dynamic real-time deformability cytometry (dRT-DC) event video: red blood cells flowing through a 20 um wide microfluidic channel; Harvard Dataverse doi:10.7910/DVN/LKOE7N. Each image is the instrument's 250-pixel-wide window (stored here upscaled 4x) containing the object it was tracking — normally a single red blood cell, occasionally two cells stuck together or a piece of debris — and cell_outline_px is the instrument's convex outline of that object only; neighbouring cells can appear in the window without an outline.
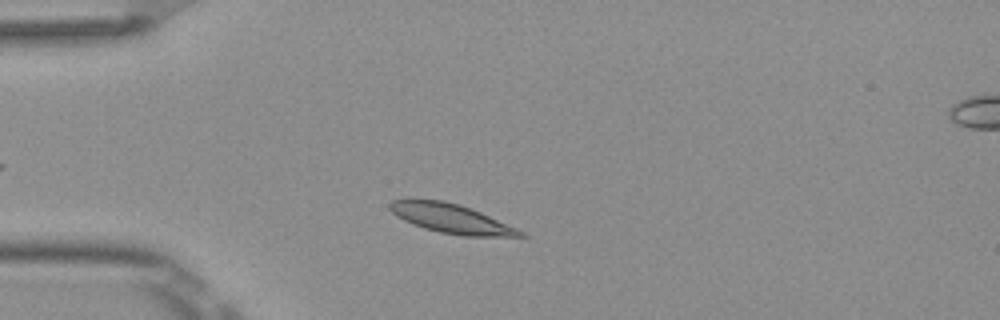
{"species": "Egyptian fruit bat (a non-hibernating species)", "species_latin": "Rousettus aegyptiacus", "temperature_condition": "room temperature", "stored_images_in_passage": 33, "camera_frame_rate_fps": 3000, "um_per_image_px": 0.085, "frame": {"image": 1, "passage_image": 5, "time_ms": 1.333, "image_size_px": [1000, 320], "cell_outline_px": [[528, 236], [464, 236], [440, 232], [424, 228], [412, 224], [396, 216], [388, 208], [388, 204], [392, 200], [404, 196], [408, 196], [444, 200], [460, 204], [480, 212], [516, 228], [524, 232]], "centroid_in_image_um": [38.21, 18.52], "position_along_channel_um": 46.8, "area_um2": 22.72}}
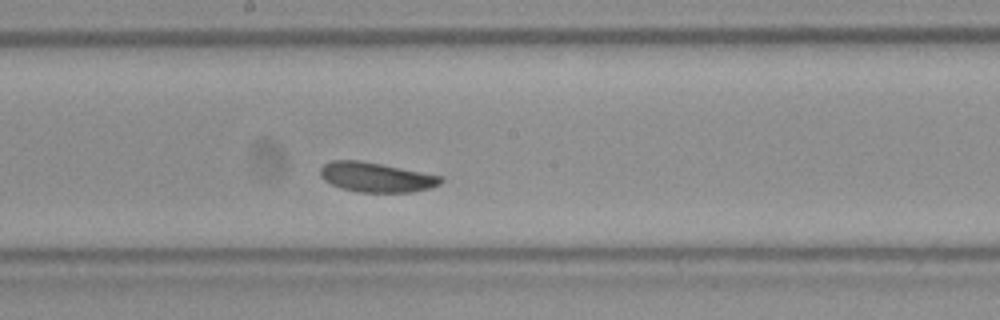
{"frame": {"image": 2, "passage_image": 20, "time_ms": 6.333, "image_size_px": [1000, 320], "cell_outline_px": [[444, 180], [440, 184], [432, 188], [412, 192], [360, 192], [340, 188], [324, 180], [320, 176], [320, 168], [324, 164], [332, 160], [360, 160], [444, 176]], "centroid_in_image_um": [32.0, 15.06], "position_along_channel_um": 216.2, "area_um2": 20.98}}
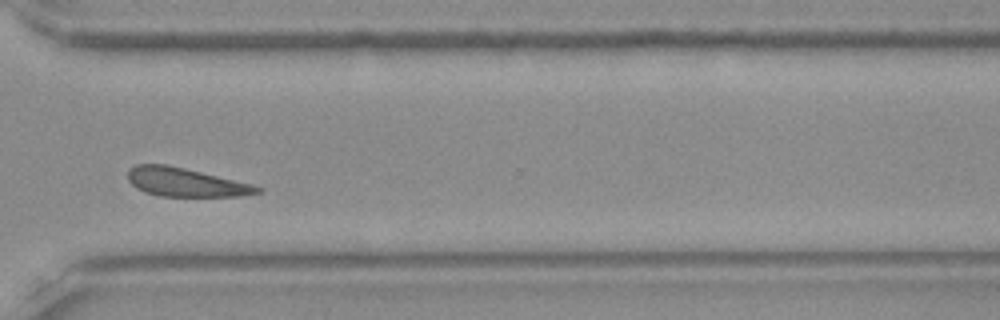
{"frame": {"image": 3, "passage_image": 31, "time_ms": 10.0, "image_size_px": [1000, 320], "cell_outline_px": [[264, 188], [260, 192], [240, 196], [160, 196], [144, 192], [136, 188], [128, 180], [128, 168], [136, 164], [164, 164], [184, 168], [252, 184]], "centroid_in_image_um": [15.74, 15.49], "position_along_channel_um": 354.9, "area_um2": 21.5}, "authors_computed_cell_mechanics": {"area_um2": 21.5016, "velocity_mm_per_s": 3.7734, "shape_relaxation_time_tau1_ms": 5.0797, "shape_relaxation_time_tau2_ms": null, "deformation_change_tau1": 0.1414, "deformation_change_tau2": null}}